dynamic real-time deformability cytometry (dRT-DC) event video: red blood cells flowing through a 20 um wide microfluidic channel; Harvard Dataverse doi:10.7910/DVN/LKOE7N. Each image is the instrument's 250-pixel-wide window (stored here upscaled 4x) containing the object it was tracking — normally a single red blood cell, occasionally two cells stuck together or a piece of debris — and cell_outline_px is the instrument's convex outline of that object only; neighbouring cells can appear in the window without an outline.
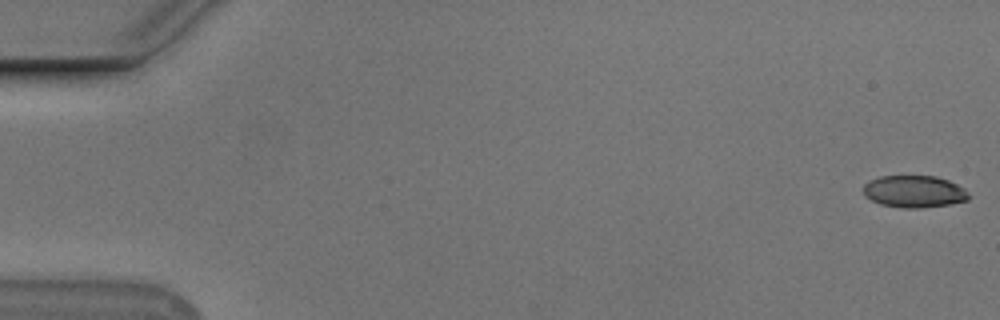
{"species": "Egyptian fruit bat (a non-hibernating species)", "species_latin": "Rousettus aegyptiacus", "temperature_condition": "cold", "stored_images_in_passage": 55, "camera_frame_rate_fps": 3000, "um_per_image_px": 0.085, "animal": {"sex": "male"}, "frame": {"image": 1, "passage_image": 1, "time_ms": 0.0, "image_size_px": [1000, 320], "cell_outline_px": [[972, 196], [968, 200], [952, 204], [924, 208], [900, 208], [880, 204], [864, 196], [864, 184], [868, 180], [880, 176], [936, 176], [948, 180], [964, 188]], "centroid_in_image_um": [77.72, 16.29], "position_along_channel_um": 7.3, "area_um2": 20.0}}
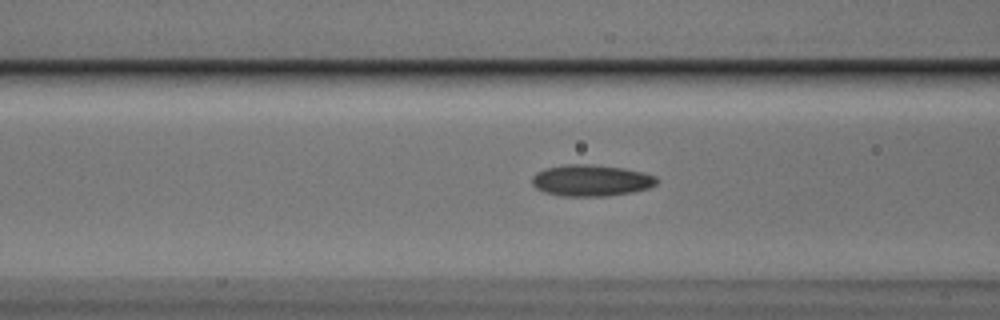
{"frame": {"image": 2, "passage_image": 22, "time_ms": 7.0, "image_size_px": [1000, 320], "cell_outline_px": [[656, 184], [648, 188], [632, 192], [608, 196], [560, 196], [544, 192], [536, 188], [532, 184], [532, 176], [536, 172], [544, 168], [564, 164], [592, 164], [624, 168], [644, 172], [656, 176]], "centroid_in_image_um": [50.21, 15.33], "position_along_channel_um": 116.4, "area_um2": 23.06}}
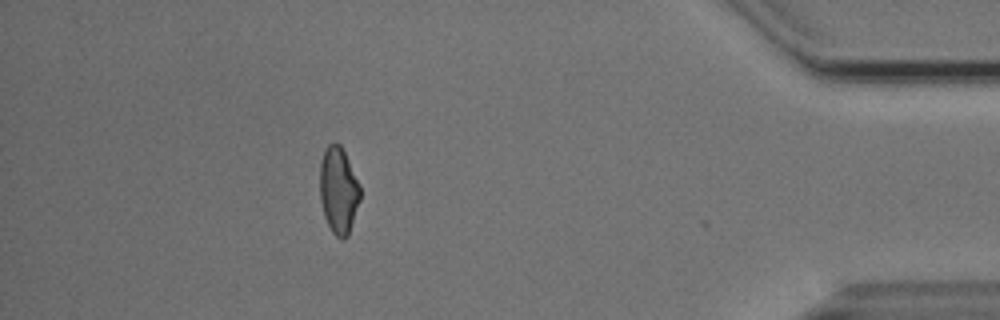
{"frame": {"image": 3, "passage_image": 49, "time_ms": 16.0, "image_size_px": [1000, 320], "cell_outline_px": [[360, 200], [348, 236], [344, 240], [336, 236], [332, 232], [324, 216], [320, 200], [320, 164], [324, 148], [328, 144], [336, 140], [340, 144], [360, 184]], "centroid_in_image_um": [28.76, 16.16], "position_along_channel_um": 406.4, "area_um2": 20.52}, "authors_computed_cell_mechanics": {"area_um2": 20.8658, "velocity_mm_per_s": 3.7629, "shape_relaxation_time_tau1_ms": 5.0743, "shape_relaxation_time_tau2_ms": 1.9004, "deformation_change_tau1": 0.1436, "deformation_change_tau2": 0.0689}}